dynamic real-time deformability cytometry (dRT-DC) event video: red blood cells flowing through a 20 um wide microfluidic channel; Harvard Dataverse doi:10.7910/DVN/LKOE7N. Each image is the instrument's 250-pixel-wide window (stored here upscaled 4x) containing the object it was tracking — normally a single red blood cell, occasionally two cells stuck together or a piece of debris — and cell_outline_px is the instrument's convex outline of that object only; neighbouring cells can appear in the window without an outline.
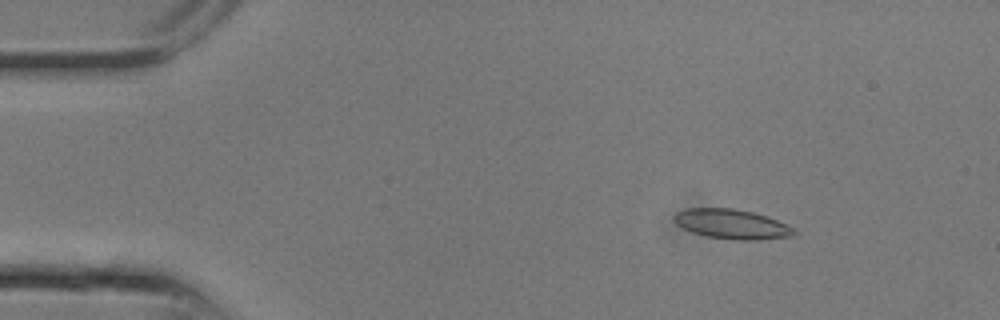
{"species": "common noctule bat (a hibernating species)", "species_latin": "Nyctalus noctula", "temperature_condition": "room temperature", "stored_images_in_passage": 22, "camera_frame_rate_fps": 3000, "um_per_image_px": 0.085, "animal": {"sex": "male", "body_mass_g": 13.3}, "frame": {"image": 1, "passage_image": 1, "time_ms": 0.0, "image_size_px": [1000, 320], "cell_outline_px": [[796, 236], [756, 240], [736, 240], [708, 236], [692, 232], [676, 224], [672, 216], [676, 212], [684, 208], [732, 208], [752, 212], [776, 220], [796, 228]], "centroid_in_image_um": [62.21, 19.05], "position_along_channel_um": 22.8, "area_um2": 20.75}}
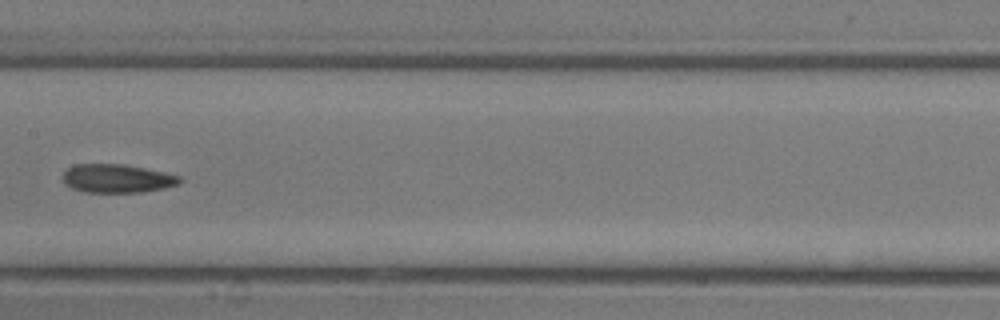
{"frame": {"image": 2, "passage_image": 10, "time_ms": 3.0, "image_size_px": [1000, 320], "cell_outline_px": [[184, 180], [180, 184], [164, 188], [140, 192], [84, 192], [72, 188], [64, 184], [64, 172], [68, 168], [76, 164], [124, 164], [164, 172], [180, 176]], "centroid_in_image_um": [9.98, 15.17], "position_along_channel_um": 197.4, "area_um2": 19.42}}
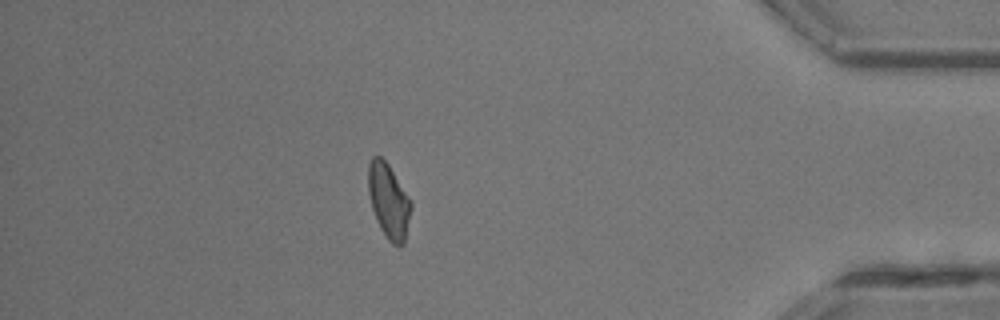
{"frame": {"image": 3, "passage_image": 19, "time_ms": 6.0, "image_size_px": [1000, 320], "cell_outline_px": [[412, 208], [404, 244], [392, 244], [388, 240], [380, 228], [376, 220], [372, 208], [368, 192], [368, 164], [372, 156], [380, 156], [388, 164], [412, 200]], "centroid_in_image_um": [33.04, 17.07], "position_along_channel_um": 402.2, "area_um2": 18.73}}